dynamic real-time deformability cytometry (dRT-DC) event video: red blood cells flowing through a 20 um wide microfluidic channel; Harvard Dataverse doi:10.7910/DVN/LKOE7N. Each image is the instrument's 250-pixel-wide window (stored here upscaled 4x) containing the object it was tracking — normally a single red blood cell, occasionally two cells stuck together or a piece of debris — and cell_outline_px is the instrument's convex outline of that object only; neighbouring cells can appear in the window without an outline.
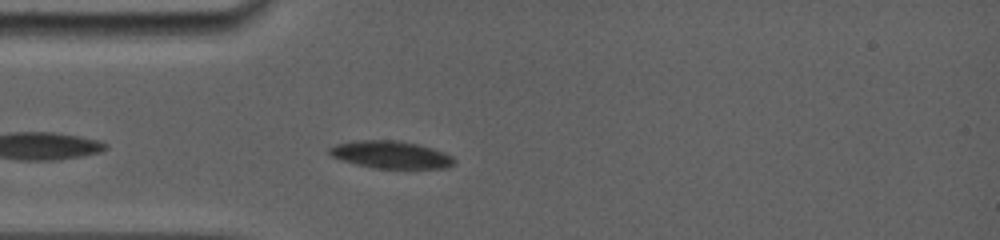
{"species": "common noctule bat (a hibernating species)", "species_latin": "Nyctalus noctula", "temperature_condition": "room temperature", "stored_images_in_passage": 45, "camera_frame_rate_fps": 5000, "um_per_image_px": 0.085, "animal": {"sex": "female", "body_mass_g": 19.0, "forearm_length_mm": 56.7}, "frame": {"image": 1, "passage_image": 8, "time_ms": 1.2, "image_size_px": [1000, 240], "cell_outline_px": [[456, 164], [444, 168], [372, 168], [340, 160], [332, 156], [328, 152], [328, 148], [336, 144], [352, 140], [396, 140], [416, 144], [432, 148], [444, 152], [452, 156], [456, 160]], "centroid_in_image_um": [33.2, 13.15], "position_along_channel_um": 51.8, "area_um2": 20.06}}
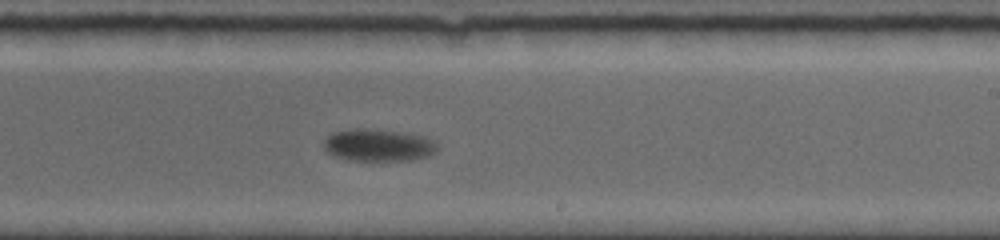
{"frame": {"image": 2, "passage_image": 29, "time_ms": 7.0, "image_size_px": [1000, 240], "cell_outline_px": [[436, 152], [428, 156], [408, 160], [348, 160], [336, 156], [328, 152], [324, 148], [324, 140], [332, 132], [356, 128], [364, 128], [404, 132], [424, 136], [432, 140], [436, 144]], "centroid_in_image_um": [32.14, 12.32], "position_along_channel_um": 256.9, "area_um2": 21.21}}
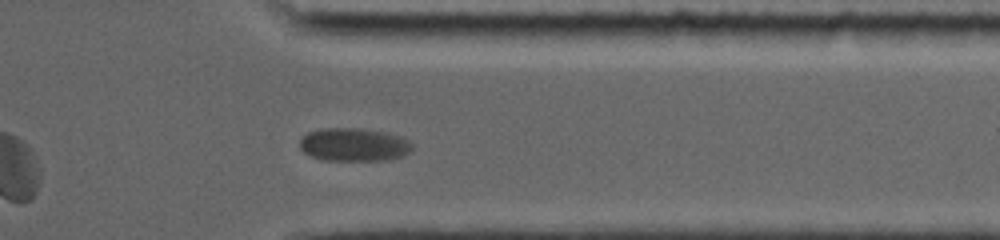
{"frame": {"image": 3, "passage_image": 40, "time_ms": 10.4, "image_size_px": [1000, 240], "cell_outline_px": [[412, 148], [408, 152], [400, 156], [388, 160], [324, 160], [312, 156], [304, 152], [300, 148], [300, 140], [308, 132], [324, 128], [360, 128], [388, 132], [400, 136], [408, 140], [412, 144]], "centroid_in_image_um": [30.08, 12.28], "position_along_channel_um": 381.3, "area_um2": 21.68}, "authors_computed_cell_mechanics": {"area_um2": 21.5594, "velocity_mm_per_s": 3.6258, "shape_relaxation_time_tau1_ms": 3.0761, "shape_relaxation_time_tau2_ms": null, "deformation_change_tau1": 0.0732, "deformation_change_tau2": null}}